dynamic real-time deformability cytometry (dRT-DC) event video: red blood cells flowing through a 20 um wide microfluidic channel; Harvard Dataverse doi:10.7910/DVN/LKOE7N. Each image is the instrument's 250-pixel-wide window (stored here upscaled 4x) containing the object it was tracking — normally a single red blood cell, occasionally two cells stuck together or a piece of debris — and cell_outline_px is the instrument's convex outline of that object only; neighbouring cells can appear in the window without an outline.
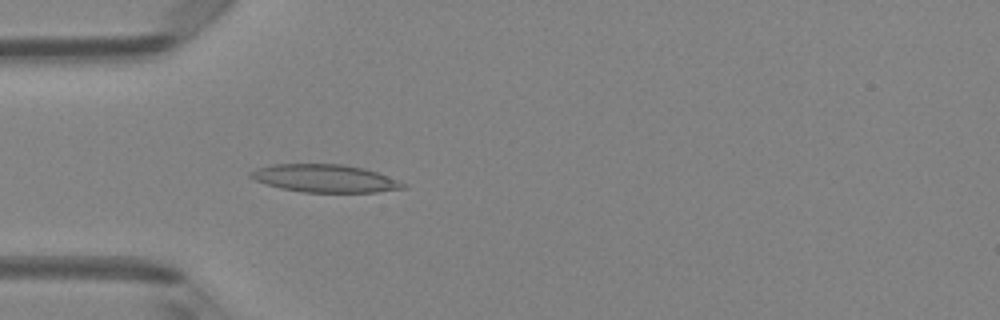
{"species": "Egyptian fruit bat (a non-hibernating species)", "species_latin": "Rousettus aegyptiacus", "temperature_condition": "room temperature", "stored_images_in_passage": 4, "camera_frame_rate_fps": 3000, "um_per_image_px": 0.085, "animal": {"sex": "female"}, "frame": {"image": 1, "passage_image": 4, "time_ms": 1.0, "image_size_px": [1000, 320], "cell_outline_px": [[408, 188], [376, 192], [300, 192], [280, 188], [256, 180], [248, 176], [248, 172], [256, 168], [272, 164], [344, 164], [364, 168], [376, 172], [408, 184]], "centroid_in_image_um": [27.62, 15.16], "position_along_channel_um": 57.4, "area_um2": 24.8}}